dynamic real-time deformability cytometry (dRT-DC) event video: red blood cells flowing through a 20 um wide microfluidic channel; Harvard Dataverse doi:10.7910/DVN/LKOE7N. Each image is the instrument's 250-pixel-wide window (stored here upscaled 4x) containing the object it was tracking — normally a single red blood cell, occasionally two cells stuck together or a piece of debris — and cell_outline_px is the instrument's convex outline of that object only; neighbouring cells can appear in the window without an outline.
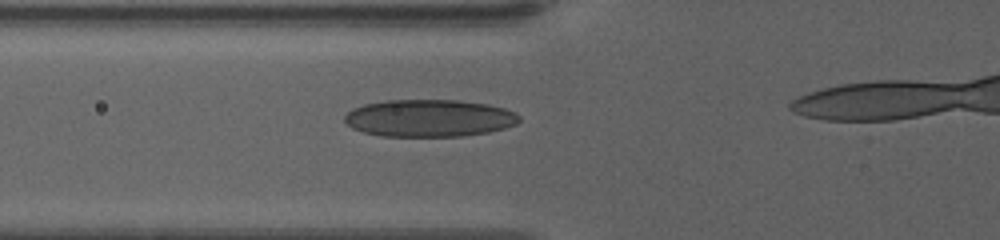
{"species": "human", "species_latin": "Homo sapiens", "temperature_condition": "warm", "stored_images_in_passage": 43, "camera_frame_rate_fps": 3000, "um_per_image_px": 0.085, "donor": {"sex": "female"}, "frame": {"image": 1, "passage_image": 15, "time_ms": 4.667, "image_size_px": [1000, 240], "cell_outline_px": [[520, 120], [516, 124], [504, 128], [488, 132], [464, 136], [380, 136], [364, 132], [352, 128], [344, 120], [344, 116], [352, 108], [364, 104], [388, 100], [456, 100], [488, 104], [504, 108], [516, 112], [520, 116]], "centroid_in_image_um": [36.49, 10.04], "position_along_channel_um": 89.3, "area_um2": 38.03}}
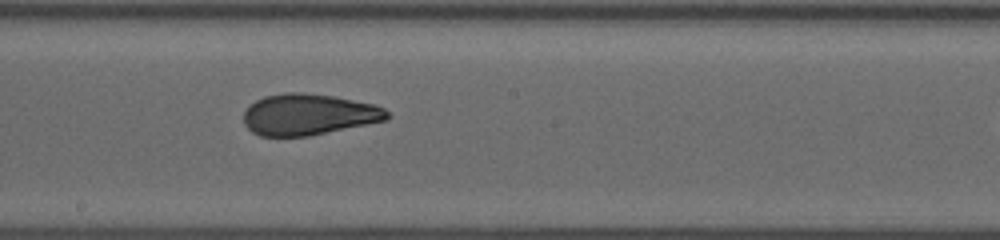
{"frame": {"image": 2, "passage_image": 26, "time_ms": 8.333, "image_size_px": [1000, 240], "cell_outline_px": [[388, 120], [308, 136], [260, 136], [252, 132], [244, 124], [244, 112], [256, 100], [264, 96], [284, 92], [300, 92], [332, 96], [372, 104], [384, 108], [388, 112]], "centroid_in_image_um": [26.21, 9.73], "position_along_channel_um": 222.0, "area_um2": 34.22}}
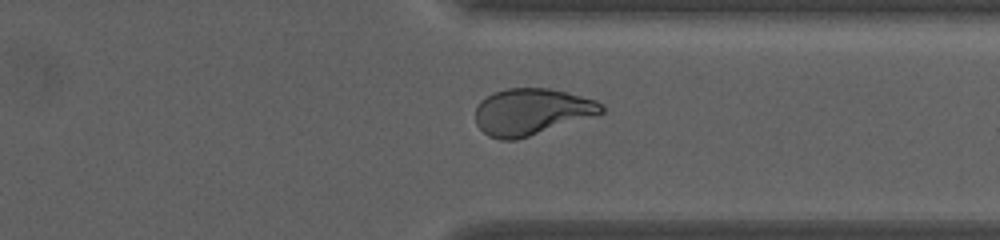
{"frame": {"image": 3, "passage_image": 38, "time_ms": 12.333, "image_size_px": [1000, 240], "cell_outline_px": [[604, 112], [516, 140], [500, 140], [488, 136], [476, 124], [476, 108], [480, 100], [492, 92], [504, 88], [548, 88], [596, 100], [604, 104]], "centroid_in_image_um": [45.13, 9.49], "position_along_channel_um": 366.3, "area_um2": 33.93}}